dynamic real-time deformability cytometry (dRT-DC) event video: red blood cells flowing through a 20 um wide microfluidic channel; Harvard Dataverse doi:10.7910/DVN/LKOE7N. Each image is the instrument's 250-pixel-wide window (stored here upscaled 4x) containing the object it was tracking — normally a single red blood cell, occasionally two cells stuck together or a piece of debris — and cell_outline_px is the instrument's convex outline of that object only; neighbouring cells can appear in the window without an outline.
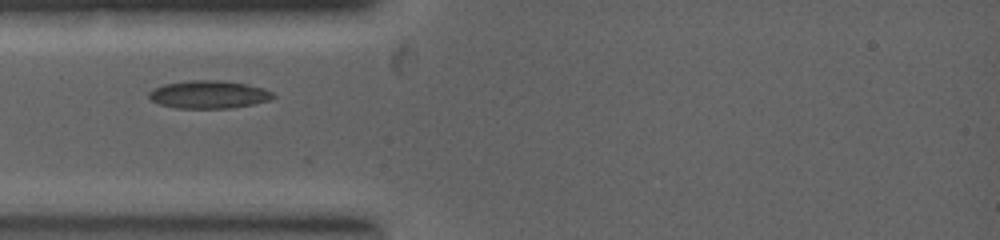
{"species": "common noctule bat (a hibernating species)", "species_latin": "Nyctalus noctula", "temperature_condition": "warm", "stored_images_in_passage": 4, "camera_frame_rate_fps": 5000, "um_per_image_px": 0.085, "animal": {"sex": "female", "body_mass_g": 19.0, "forearm_length_mm": 53.3}, "frame": {"image": 1, "passage_image": 4, "time_ms": 3.0, "image_size_px": [1000, 240], "cell_outline_px": [[276, 96], [268, 100], [252, 104], [228, 108], [176, 108], [160, 104], [152, 100], [148, 96], [148, 92], [164, 84], [192, 80], [220, 80], [244, 84], [260, 88], [272, 92]], "centroid_in_image_um": [17.71, 8.03], "position_along_channel_um": 67.3, "area_um2": 19.77}}